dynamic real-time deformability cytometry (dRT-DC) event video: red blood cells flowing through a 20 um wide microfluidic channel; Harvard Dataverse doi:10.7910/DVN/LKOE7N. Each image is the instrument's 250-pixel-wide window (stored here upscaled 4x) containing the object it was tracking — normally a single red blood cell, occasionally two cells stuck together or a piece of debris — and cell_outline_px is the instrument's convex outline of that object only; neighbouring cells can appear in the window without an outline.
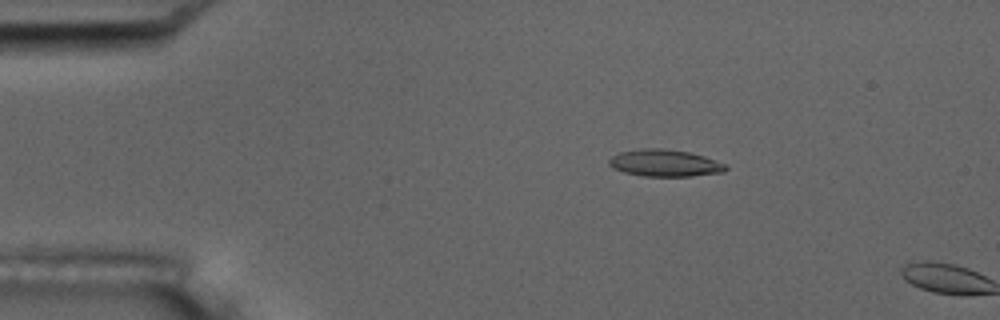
{"species": "common noctule bat (a hibernating species)", "species_latin": "Nyctalus noctula", "temperature_condition": "room temperature", "stored_images_in_passage": 11, "camera_frame_rate_fps": 3000, "um_per_image_px": 0.085, "animal": {"sex": "male", "body_mass_g": 17.5, "forearm_length_mm": 52.3}, "frame": {"image": 1, "passage_image": 10, "time_ms": 3.0, "image_size_px": [1000, 320], "cell_outline_px": [[728, 168], [724, 172], [692, 176], [644, 176], [624, 172], [612, 168], [608, 164], [608, 160], [612, 156], [620, 152], [640, 148], [664, 148], [688, 152], [704, 156], [728, 164]], "centroid_in_image_um": [56.52, 13.86], "position_along_channel_um": 28.5, "area_um2": 18.5}}